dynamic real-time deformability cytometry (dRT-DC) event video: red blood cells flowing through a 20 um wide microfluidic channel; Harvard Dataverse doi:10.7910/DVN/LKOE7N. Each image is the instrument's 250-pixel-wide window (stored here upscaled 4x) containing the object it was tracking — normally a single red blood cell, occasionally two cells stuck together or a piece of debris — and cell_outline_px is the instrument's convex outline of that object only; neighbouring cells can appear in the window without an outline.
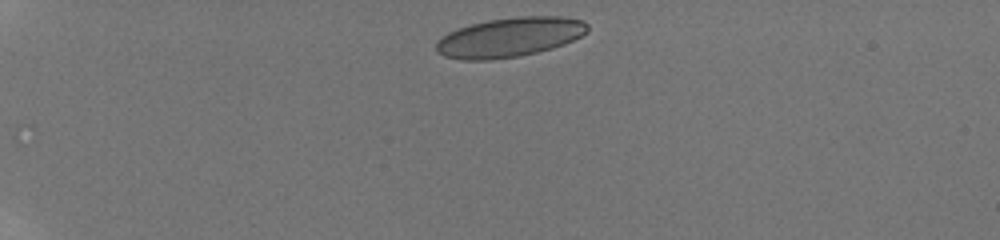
{"species": "human", "species_latin": "Homo sapiens", "temperature_condition": "room temperature", "stored_images_in_passage": 6, "camera_frame_rate_fps": 3000, "um_per_image_px": 0.085, "donor": {"sex": "male"}, "frame": {"image": 1, "passage_image": 1, "time_ms": 0.0, "image_size_px": [1000, 240], "cell_outline_px": [[588, 32], [564, 44], [552, 48], [520, 56], [492, 60], [464, 60], [444, 56], [436, 52], [436, 44], [448, 32], [472, 24], [488, 20], [516, 16], [560, 16], [584, 20], [588, 24]], "centroid_in_image_um": [43.35, 3.16], "position_along_channel_um": 41.7, "area_um2": 34.8}}
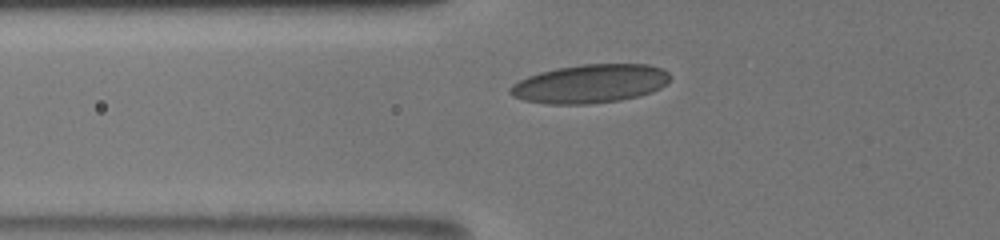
{"frame": {"image": 2, "passage_image": 5, "time_ms": 2.667, "image_size_px": [1000, 240], "cell_outline_px": [[672, 76], [660, 88], [652, 92], [640, 96], [620, 100], [588, 104], [548, 104], [524, 100], [512, 96], [508, 92], [508, 88], [512, 84], [528, 76], [540, 72], [556, 68], [584, 64], [648, 64], [664, 68]], "centroid_in_image_um": [50.16, 7.11], "position_along_channel_um": 75.6, "area_um2": 36.18}}